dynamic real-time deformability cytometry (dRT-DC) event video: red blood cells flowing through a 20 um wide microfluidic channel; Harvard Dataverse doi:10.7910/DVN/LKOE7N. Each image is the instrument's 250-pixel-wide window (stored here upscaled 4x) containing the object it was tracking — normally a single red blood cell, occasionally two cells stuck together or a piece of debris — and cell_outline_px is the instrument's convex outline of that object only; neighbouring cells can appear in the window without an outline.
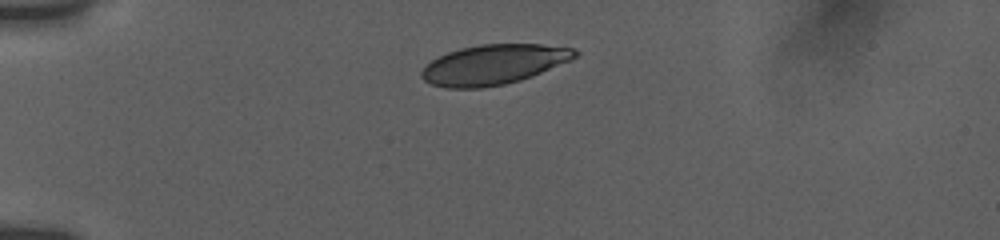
{"species": "human", "species_latin": "Homo sapiens", "temperature_condition": "room temperature", "stored_images_in_passage": 37, "camera_frame_rate_fps": 3000, "um_per_image_px": 0.085, "donor": {"sex": "female"}, "frame": {"image": 1, "passage_image": 1, "time_ms": 0.0, "image_size_px": [1000, 240], "cell_outline_px": [[580, 52], [572, 60], [532, 76], [520, 80], [504, 84], [480, 88], [444, 88], [432, 84], [424, 80], [420, 76], [420, 72], [432, 60], [448, 52], [460, 48], [480, 44], [540, 44], [572, 48]], "centroid_in_image_um": [41.97, 5.48], "position_along_channel_um": 43.0, "area_um2": 35.6}}
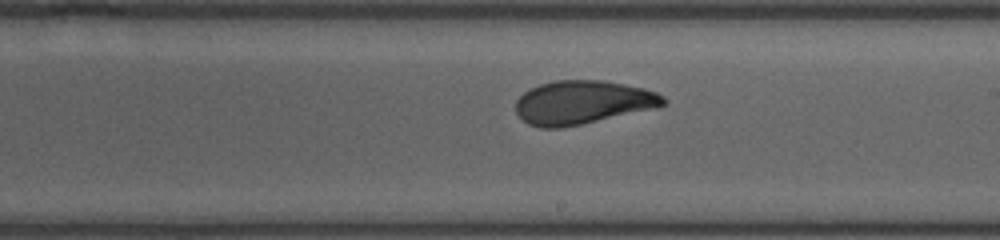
{"frame": {"image": 2, "passage_image": 21, "time_ms": 6.333, "image_size_px": [1000, 240], "cell_outline_px": [[668, 100], [660, 108], [560, 128], [540, 128], [528, 124], [516, 112], [516, 100], [524, 92], [540, 84], [552, 80], [604, 80], [644, 88], [656, 92], [664, 96]], "centroid_in_image_um": [49.56, 8.7], "position_along_channel_um": 239.4, "area_um2": 37.69}}
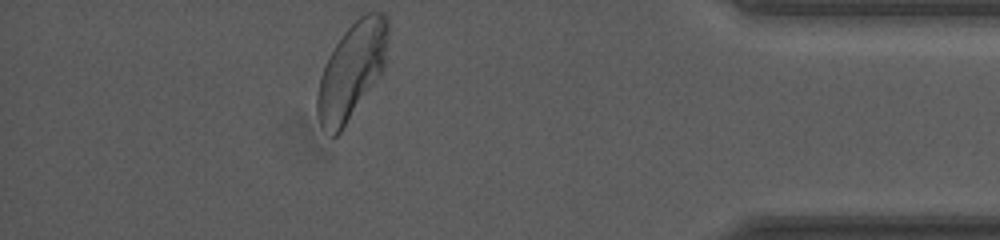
{"frame": {"image": 3, "passage_image": 37, "time_ms": 11.667, "image_size_px": [1000, 240], "cell_outline_px": [[388, 36], [384, 68], [340, 132], [336, 136], [332, 136], [320, 128], [316, 112], [316, 96], [320, 76], [324, 64], [328, 56], [344, 32], [364, 12], [384, 12], [388, 16]], "centroid_in_image_um": [29.87, 6.0], "position_along_channel_um": 405.3, "area_um2": 39.36}, "authors_computed_cell_mechanics": {"area_um2": 37.4544, "velocity_mm_per_s": 3.7643, "shape_relaxation_time_tau1_ms": 3.5503, "shape_relaxation_time_tau2_ms": 0.9929, "deformation_change_tau1": 0.1317, "deformation_change_tau2": 0.0529}}